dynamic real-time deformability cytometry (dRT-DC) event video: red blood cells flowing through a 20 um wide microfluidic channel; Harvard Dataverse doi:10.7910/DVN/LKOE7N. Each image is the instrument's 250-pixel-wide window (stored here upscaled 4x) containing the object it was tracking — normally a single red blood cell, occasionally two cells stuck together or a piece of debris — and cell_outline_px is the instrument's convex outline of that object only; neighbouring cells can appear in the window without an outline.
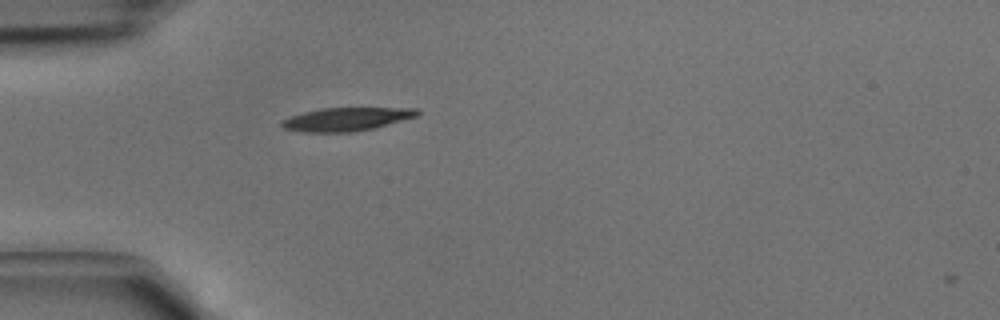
{"species": "common noctule bat (a hibernating species)", "species_latin": "Nyctalus noctula", "temperature_condition": "cold", "stored_images_in_passage": 1, "camera_frame_rate_fps": 3000, "um_per_image_px": 0.085, "animal": {"sex": "male", "body_mass_g": 15.6}, "frame": {"image": 1, "passage_image": 1, "time_ms": 0.0, "image_size_px": [1000, 320], "cell_outline_px": [[420, 112], [416, 116], [372, 128], [352, 132], [304, 132], [284, 128], [280, 124], [280, 120], [288, 116], [320, 108], [416, 108]], "centroid_in_image_um": [29.36, 10.12], "position_along_channel_um": 55.6, "area_um2": 18.26}}